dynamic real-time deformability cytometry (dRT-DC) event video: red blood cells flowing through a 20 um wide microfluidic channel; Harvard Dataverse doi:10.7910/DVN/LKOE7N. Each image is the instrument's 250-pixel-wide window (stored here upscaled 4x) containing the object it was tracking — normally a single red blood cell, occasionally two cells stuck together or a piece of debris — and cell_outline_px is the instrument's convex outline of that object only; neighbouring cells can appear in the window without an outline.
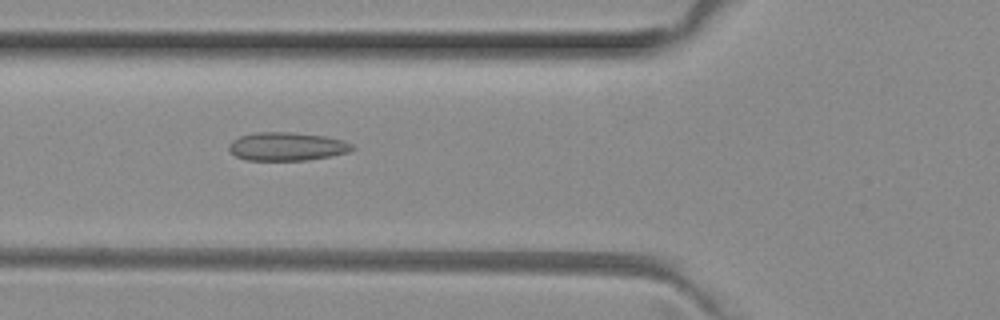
{"species": "common noctule bat (a hibernating species)", "species_latin": "Nyctalus noctula", "temperature_condition": "room temperature", "stored_images_in_passage": 5, "camera_frame_rate_fps": 3000, "um_per_image_px": 0.085, "animal": {"sex": "female", "body_mass_g": 29.2, "forearm_length_mm": 56.3}, "frame": {"image": 1, "passage_image": 3, "time_ms": 0.667, "image_size_px": [1000, 320], "cell_outline_px": [[356, 148], [348, 152], [332, 156], [308, 160], [244, 160], [236, 156], [228, 148], [228, 144], [232, 140], [240, 136], [256, 132], [292, 132], [324, 136], [344, 140], [352, 144]], "centroid_in_image_um": [24.4, 12.45], "position_along_channel_um": 101.4, "area_um2": 20.52}}
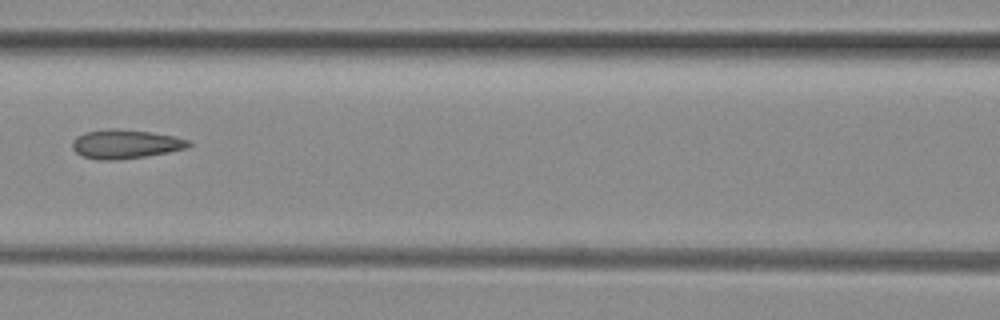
{"frame": {"image": 2, "passage_image": 4, "time_ms": 1.0, "image_size_px": [1000, 320], "cell_outline_px": [[192, 144], [188, 148], [168, 152], [144, 156], [116, 160], [96, 160], [84, 156], [76, 152], [72, 148], [72, 140], [76, 136], [84, 132], [108, 128], [116, 128], [152, 132], [176, 136], [192, 140]], "centroid_in_image_um": [10.68, 12.23], "position_along_channel_um": 155.9, "area_um2": 19.94}}
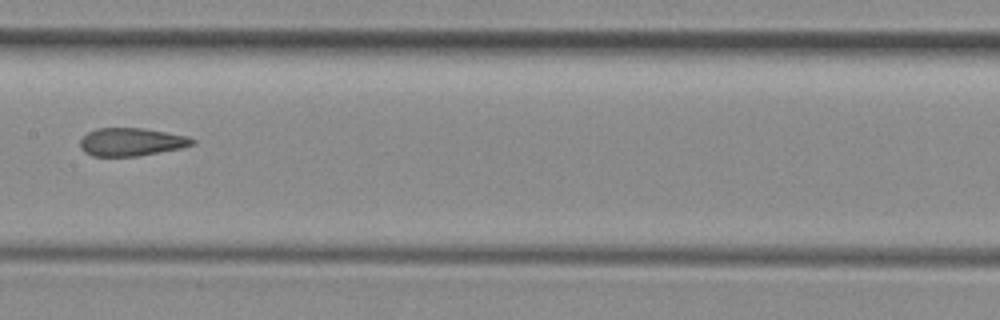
{"frame": {"image": 3, "passage_image": 5, "time_ms": 1.333, "image_size_px": [1000, 320], "cell_outline_px": [[196, 144], [180, 148], [136, 156], [92, 156], [84, 152], [80, 148], [80, 140], [88, 132], [96, 128], [144, 128], [188, 136], [196, 140]], "centroid_in_image_um": [11.16, 12.06], "position_along_channel_um": 196.2, "area_um2": 18.32}}